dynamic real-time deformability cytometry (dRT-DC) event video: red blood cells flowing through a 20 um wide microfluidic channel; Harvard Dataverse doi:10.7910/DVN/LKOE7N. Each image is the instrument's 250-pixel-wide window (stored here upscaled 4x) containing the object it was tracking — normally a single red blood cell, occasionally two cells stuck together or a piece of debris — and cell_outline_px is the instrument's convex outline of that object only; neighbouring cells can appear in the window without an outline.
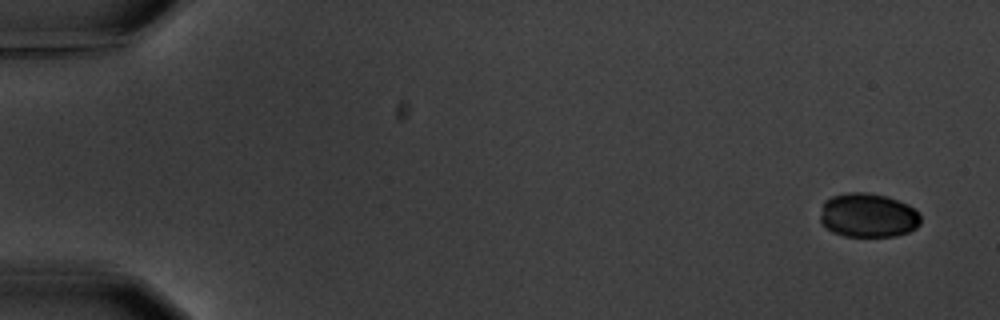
{"species": "common noctule bat (a hibernating species)", "species_latin": "Nyctalus noctula", "temperature_condition": "warm", "stored_images_in_passage": 9, "camera_frame_rate_fps": 3000, "um_per_image_px": 0.085, "animal": {"sex": "male", "body_mass_g": 20.1, "forearm_length_mm": 53.5}, "frame": {"image": 1, "passage_image": 1, "time_ms": 0.0, "image_size_px": [1000, 320], "cell_outline_px": [[920, 224], [916, 228], [908, 232], [896, 236], [844, 236], [832, 232], [820, 224], [820, 216], [824, 200], [832, 196], [848, 192], [868, 192], [888, 196], [908, 204], [920, 216]], "centroid_in_image_um": [73.75, 18.3], "position_along_channel_um": 11.2, "area_um2": 26.07}}
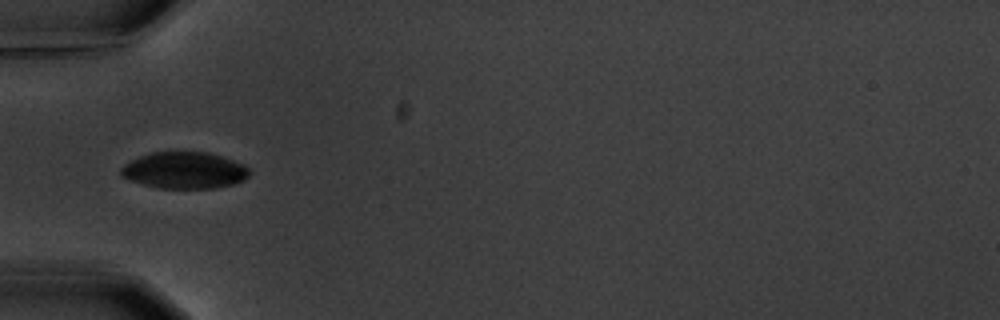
{"frame": {"image": 2, "passage_image": 6, "time_ms": 5.667, "image_size_px": [1000, 320], "cell_outline_px": [[248, 176], [244, 180], [232, 184], [216, 188], [160, 188], [128, 180], [120, 176], [120, 168], [124, 164], [140, 156], [152, 152], [208, 152], [244, 164], [248, 168]], "centroid_in_image_um": [15.65, 14.48], "position_along_channel_um": 69.4, "area_um2": 27.28}}